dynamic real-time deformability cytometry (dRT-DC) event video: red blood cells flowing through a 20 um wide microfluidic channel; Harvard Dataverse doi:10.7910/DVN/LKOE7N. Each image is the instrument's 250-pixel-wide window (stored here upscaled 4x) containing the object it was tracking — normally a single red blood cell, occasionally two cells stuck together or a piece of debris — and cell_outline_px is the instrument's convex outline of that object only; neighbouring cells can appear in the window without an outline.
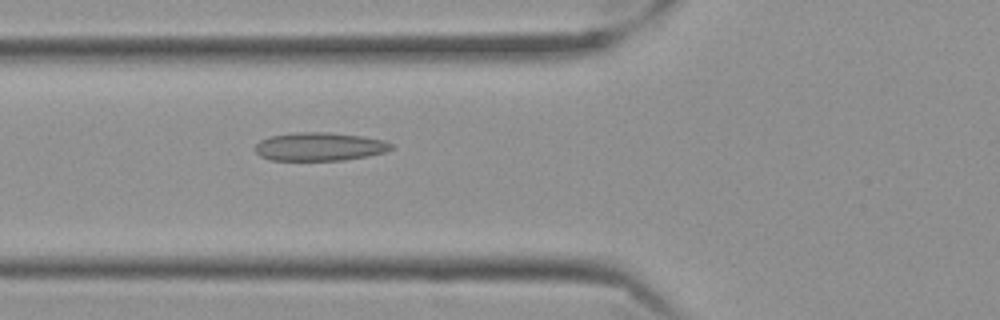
{"species": "Egyptian fruit bat (a non-hibernating species)", "species_latin": "Rousettus aegyptiacus", "temperature_condition": "cold", "stored_images_in_passage": 58, "camera_frame_rate_fps": 3000, "um_per_image_px": 0.085, "frame": {"image": 1, "passage_image": 22, "time_ms": 7.0, "image_size_px": [1000, 320], "cell_outline_px": [[396, 148], [384, 152], [368, 156], [344, 160], [268, 160], [260, 156], [256, 152], [256, 144], [260, 140], [272, 136], [296, 132], [328, 132], [364, 136], [384, 140], [392, 144]], "centroid_in_image_um": [27.2, 12.46], "position_along_channel_um": 98.6, "area_um2": 22.6}}
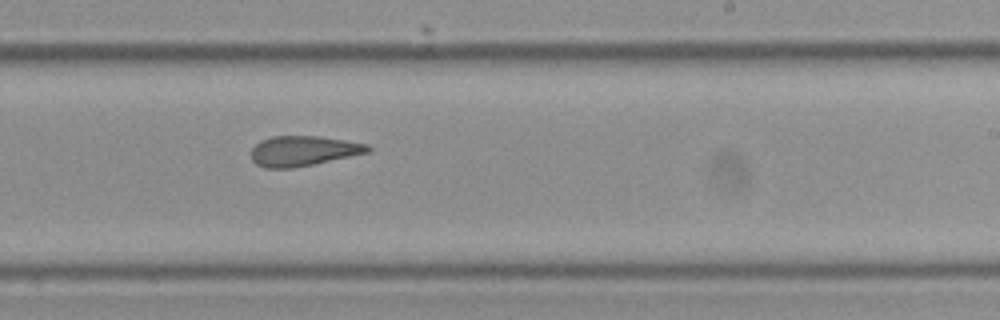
{"frame": {"image": 2, "passage_image": 36, "time_ms": 11.667, "image_size_px": [1000, 320], "cell_outline_px": [[372, 148], [368, 152], [312, 164], [292, 168], [264, 168], [256, 164], [252, 160], [252, 148], [260, 140], [272, 136], [320, 136], [368, 144]], "centroid_in_image_um": [25.74, 12.82], "position_along_channel_um": 263.3, "area_um2": 20.29}}
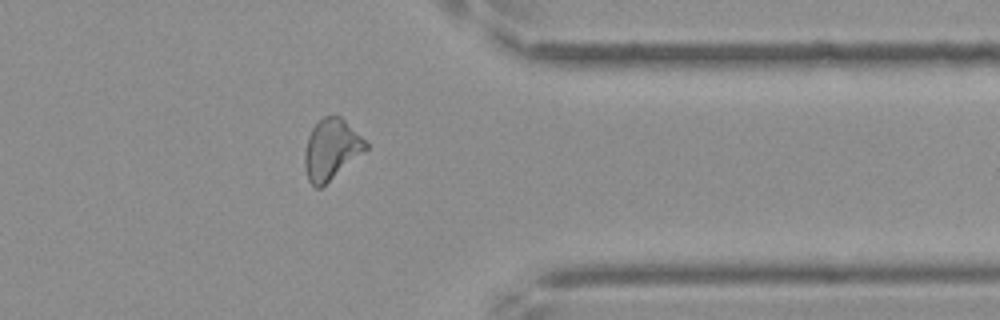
{"frame": {"image": 3, "passage_image": 47, "time_ms": 15.333, "image_size_px": [1000, 320], "cell_outline_px": [[368, 148], [320, 188], [316, 188], [308, 180], [304, 168], [304, 152], [308, 136], [312, 128], [324, 116], [340, 116], [368, 144]], "centroid_in_image_um": [28.12, 12.7], "position_along_channel_um": 383.3, "area_um2": 21.1}, "authors_computed_cell_mechanics": {"area_um2": 21.7617, "velocity_mm_per_s": 3.5115, "shape_relaxation_time_tau1_ms": null, "shape_relaxation_time_tau2_ms": 2.9205, "deformation_change_tau1": null, "deformation_change_tau2": 0.107}}